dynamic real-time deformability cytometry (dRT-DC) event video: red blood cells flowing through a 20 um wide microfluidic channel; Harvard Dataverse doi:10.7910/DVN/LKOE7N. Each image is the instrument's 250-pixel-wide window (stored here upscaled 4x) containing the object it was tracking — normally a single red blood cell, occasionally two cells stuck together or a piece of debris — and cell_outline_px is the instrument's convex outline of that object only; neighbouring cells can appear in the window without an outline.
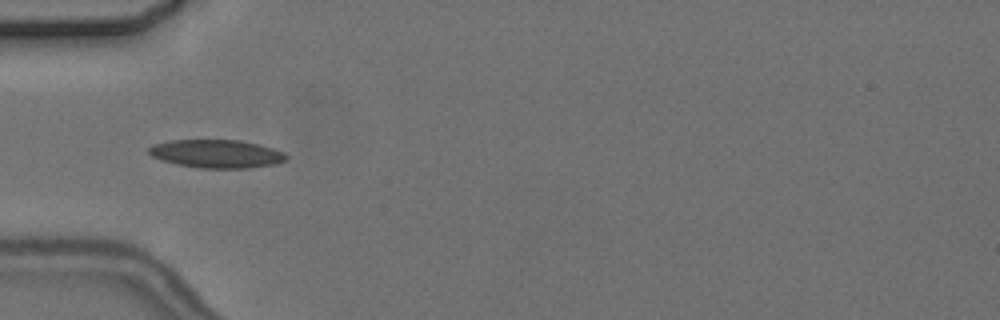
{"species": "common noctule bat (a hibernating species)", "species_latin": "Nyctalus noctula", "temperature_condition": "cold", "stored_images_in_passage": 7, "camera_frame_rate_fps": 3000, "um_per_image_px": 0.085, "animal": {"sex": "female", "body_mass_g": 24.6, "forearm_length_mm": 56.2}, "frame": {"image": 1, "passage_image": 4, "time_ms": 5.333, "image_size_px": [1000, 320], "cell_outline_px": [[288, 156], [284, 160], [276, 164], [248, 168], [200, 168], [176, 164], [160, 160], [152, 156], [148, 152], [148, 148], [152, 144], [168, 140], [240, 140], [260, 144], [284, 152]], "centroid_in_image_um": [18.38, 13.06], "position_along_channel_um": 66.6, "area_um2": 22.77}}
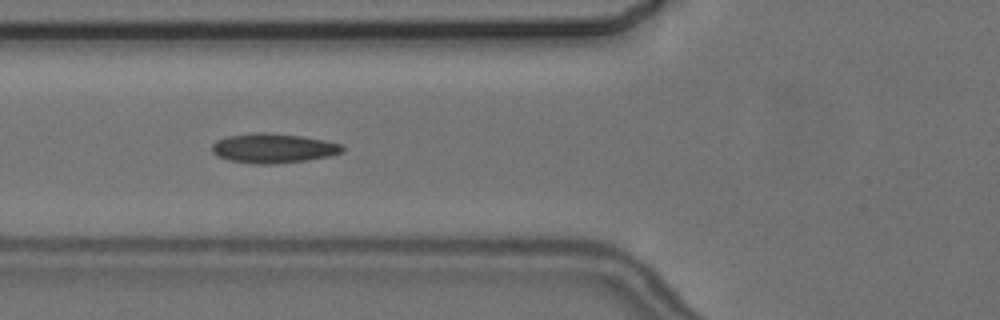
{"frame": {"image": 2, "passage_image": 5, "time_ms": 6.333, "image_size_px": [1000, 320], "cell_outline_px": [[344, 152], [332, 156], [308, 160], [272, 164], [256, 164], [228, 160], [216, 156], [212, 152], [212, 144], [216, 140], [228, 136], [256, 132], [264, 132], [300, 136], [324, 140], [344, 144]], "centroid_in_image_um": [23.25, 12.6], "position_along_channel_um": 102.6, "area_um2": 22.66}}
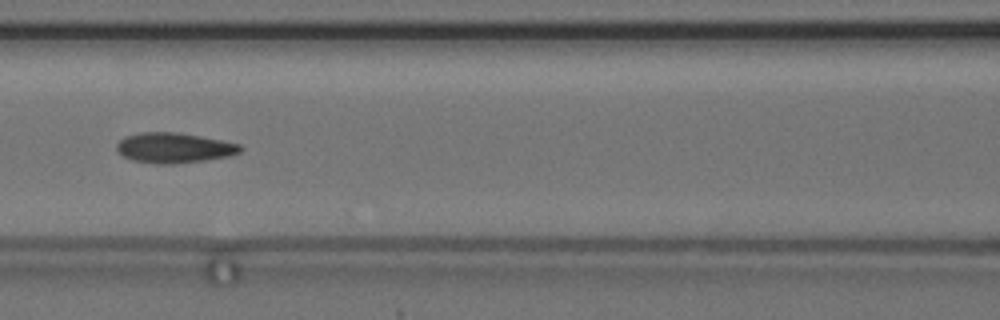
{"frame": {"image": 3, "passage_image": 6, "time_ms": 7.667, "image_size_px": [1000, 320], "cell_outline_px": [[244, 148], [240, 152], [228, 156], [204, 160], [172, 164], [156, 164], [132, 160], [124, 156], [116, 148], [116, 144], [124, 136], [140, 132], [176, 132], [200, 136], [240, 144]], "centroid_in_image_um": [14.78, 12.56], "position_along_channel_um": 151.8, "area_um2": 21.68}}